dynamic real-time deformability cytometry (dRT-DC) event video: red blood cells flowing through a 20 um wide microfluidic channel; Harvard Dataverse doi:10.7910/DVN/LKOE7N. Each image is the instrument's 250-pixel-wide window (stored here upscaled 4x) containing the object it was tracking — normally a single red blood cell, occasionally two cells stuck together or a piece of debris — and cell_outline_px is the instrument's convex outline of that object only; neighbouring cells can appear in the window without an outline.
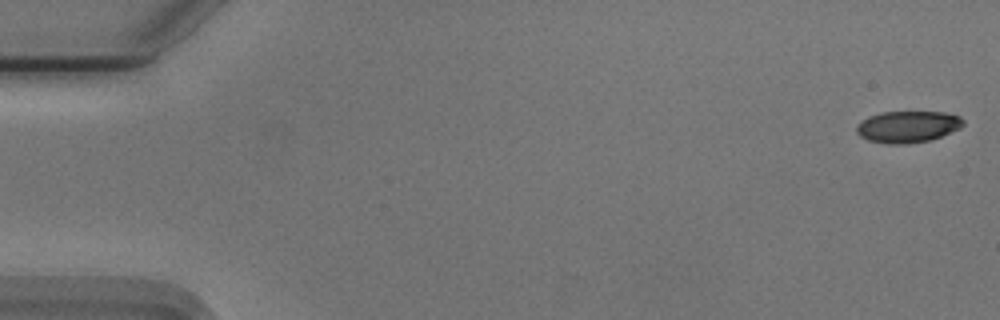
{"species": "Egyptian fruit bat (a non-hibernating species)", "species_latin": "Rousettus aegyptiacus", "temperature_condition": "cold", "stored_images_in_passage": 55, "camera_frame_rate_fps": 3000, "um_per_image_px": 0.085, "animal": {"sex": "male"}, "frame": {"image": 1, "passage_image": 1, "time_ms": 0.0, "image_size_px": [1000, 320], "cell_outline_px": [[964, 124], [960, 128], [940, 136], [928, 140], [904, 144], [888, 144], [868, 140], [860, 136], [856, 132], [856, 124], [860, 120], [868, 116], [880, 112], [944, 112], [960, 116], [964, 120]], "centroid_in_image_um": [77.11, 10.76], "position_along_channel_um": 7.9, "area_um2": 19.71}}
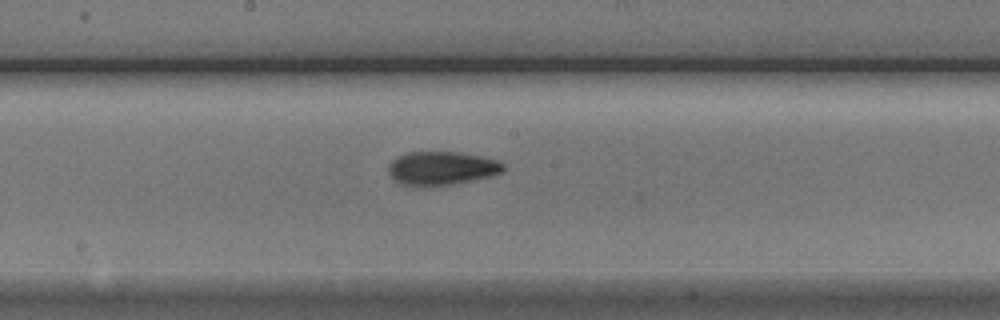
{"frame": {"image": 2, "passage_image": 29, "time_ms": 9.333, "image_size_px": [1000, 320], "cell_outline_px": [[504, 168], [500, 172], [492, 176], [456, 184], [428, 188], [400, 184], [388, 172], [388, 164], [396, 156], [408, 152], [456, 152], [480, 156], [496, 160], [504, 164]], "centroid_in_image_um": [37.5, 14.33], "position_along_channel_um": 210.7, "area_um2": 22.83}}
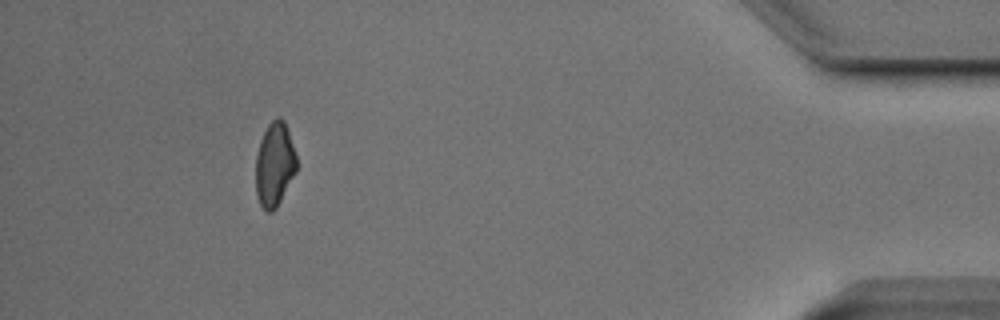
{"frame": {"image": 3, "passage_image": 50, "time_ms": 16.333, "image_size_px": [1000, 320], "cell_outline_px": [[296, 172], [276, 208], [272, 212], [268, 212], [260, 204], [256, 192], [256, 156], [260, 140], [268, 124], [276, 116], [280, 116], [284, 120], [296, 156]], "centroid_in_image_um": [23.33, 13.96], "position_along_channel_um": 411.9, "area_um2": 19.83}, "authors_computed_cell_mechanics": {"area_um2": 21.2126, "velocity_mm_per_s": 3.7478, "shape_relaxation_time_tau1_ms": 3.2941, "shape_relaxation_time_tau2_ms": 2.8255, "deformation_change_tau1": 0.1244, "deformation_change_tau2": 0.0818}}